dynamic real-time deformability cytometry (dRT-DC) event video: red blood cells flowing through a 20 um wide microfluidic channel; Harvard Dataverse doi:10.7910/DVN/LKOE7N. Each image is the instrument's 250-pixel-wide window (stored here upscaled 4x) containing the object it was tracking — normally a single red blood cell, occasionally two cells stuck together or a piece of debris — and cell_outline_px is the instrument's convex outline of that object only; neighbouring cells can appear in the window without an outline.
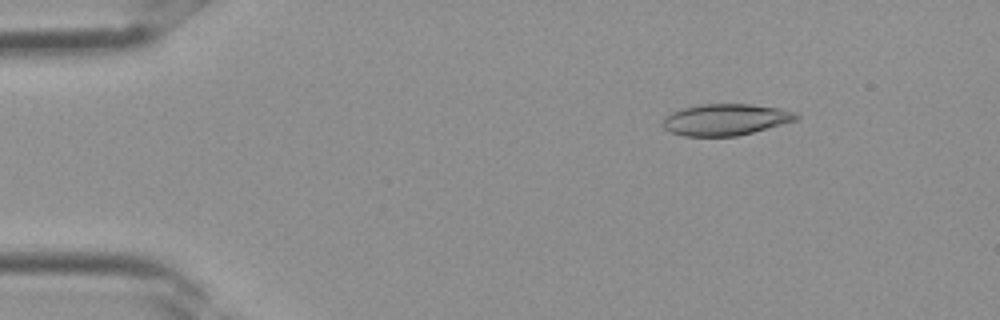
{"species": "Egyptian fruit bat (a non-hibernating species)", "species_latin": "Rousettus aegyptiacus", "temperature_condition": "room temperature", "stored_images_in_passage": 2, "camera_frame_rate_fps": 3000, "um_per_image_px": 0.085, "frame": {"image": 1, "passage_image": 1, "time_ms": 0.0, "image_size_px": [1000, 320], "cell_outline_px": [[800, 116], [796, 120], [752, 132], [736, 136], [684, 136], [672, 132], [664, 128], [660, 124], [664, 116], [672, 112], [684, 108], [700, 104], [752, 104], [780, 108], [796, 112]], "centroid_in_image_um": [61.65, 10.16], "position_along_channel_um": 23.4, "area_um2": 24.45}}